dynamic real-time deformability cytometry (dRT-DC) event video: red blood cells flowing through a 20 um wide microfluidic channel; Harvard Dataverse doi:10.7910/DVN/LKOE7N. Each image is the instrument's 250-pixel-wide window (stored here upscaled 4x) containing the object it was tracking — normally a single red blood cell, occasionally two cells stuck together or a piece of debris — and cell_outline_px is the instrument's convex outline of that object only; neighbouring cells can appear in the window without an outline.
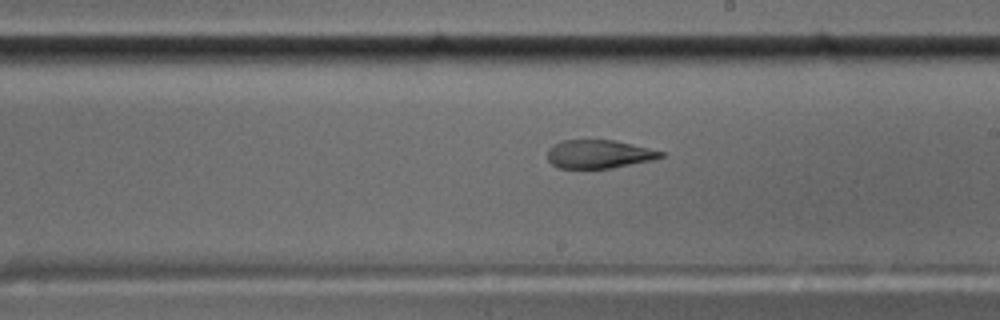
{"species": "common noctule bat (a hibernating species)", "species_latin": "Nyctalus noctula", "temperature_condition": "cold", "stored_images_in_passage": 57, "camera_frame_rate_fps": 3000, "um_per_image_px": 0.085, "animal": {"sex": "male", "body_mass_g": 17.5, "forearm_length_mm": 52.3}, "frame": {"image": 1, "passage_image": 33, "time_ms": 10.667, "image_size_px": [1000, 320], "cell_outline_px": [[664, 156], [652, 160], [612, 168], [560, 168], [552, 164], [548, 160], [548, 148], [552, 144], [564, 140], [616, 140], [664, 152]], "centroid_in_image_um": [50.89, 13.09], "position_along_channel_um": 238.1, "area_um2": 18.73}}
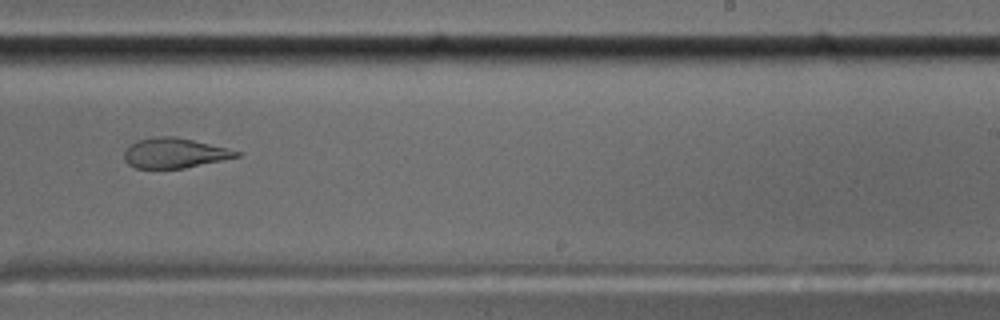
{"frame": {"image": 2, "passage_image": 36, "time_ms": 11.667, "image_size_px": [1000, 320], "cell_outline_px": [[240, 156], [184, 168], [136, 168], [128, 164], [124, 160], [124, 152], [136, 140], [156, 136], [172, 136], [192, 140], [228, 148], [240, 152]], "centroid_in_image_um": [14.81, 13.01], "position_along_channel_um": 274.2, "area_um2": 19.36}}
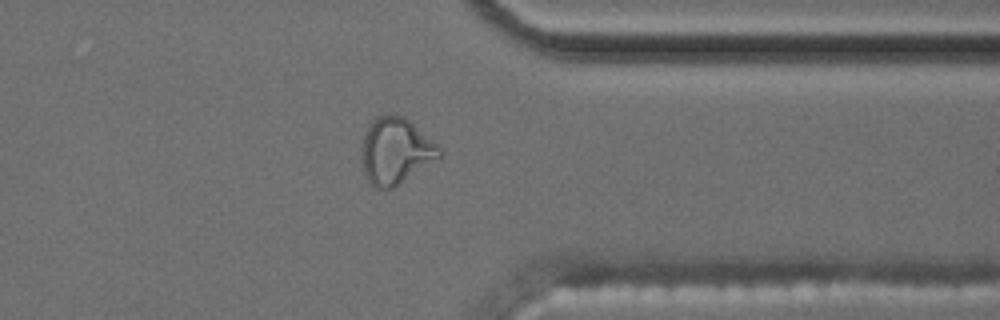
{"frame": {"image": 3, "passage_image": 45, "time_ms": 14.667, "image_size_px": [1000, 320], "cell_outline_px": [[444, 152], [440, 156], [392, 188], [376, 188], [368, 180], [364, 172], [360, 156], [364, 132], [368, 124], [376, 116], [400, 116], [408, 120], [436, 144]], "centroid_in_image_um": [33.57, 12.83], "position_along_channel_um": 377.8, "area_um2": 29.3}, "authors_computed_cell_mechanics": {"area_um2": 20.4034, "velocity_mm_per_s": 3.6064, "shape_relaxation_time_tau1_ms": null, "shape_relaxation_time_tau2_ms": 1.893, "deformation_change_tau1": null, "deformation_change_tau2": 0.0886}}